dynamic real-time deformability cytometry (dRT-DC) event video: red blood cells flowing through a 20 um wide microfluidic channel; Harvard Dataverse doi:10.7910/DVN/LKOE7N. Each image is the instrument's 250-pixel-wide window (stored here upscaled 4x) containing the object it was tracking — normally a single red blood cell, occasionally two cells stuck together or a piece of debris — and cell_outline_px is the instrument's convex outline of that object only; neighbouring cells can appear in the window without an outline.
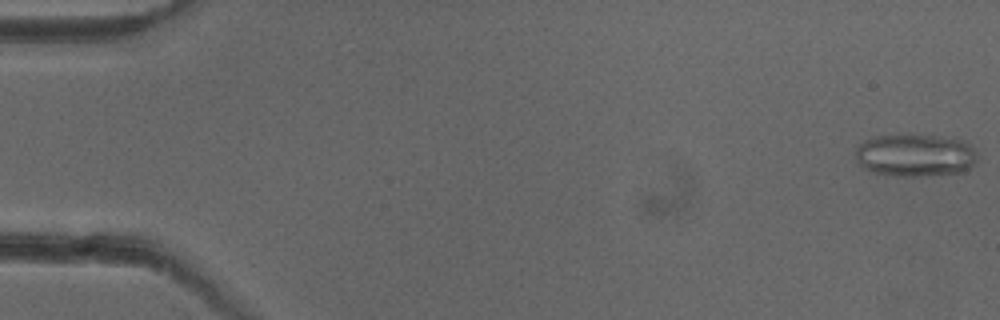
{"species": "common noctule bat (a hibernating species)", "species_latin": "Nyctalus noctula", "temperature_condition": "cold", "stored_images_in_passage": 52, "camera_frame_rate_fps": 3000, "um_per_image_px": 0.085, "animal": {"sex": "female"}, "frame": {"image": 1, "passage_image": 1, "time_ms": 0.0, "image_size_px": [1000, 320], "cell_outline_px": [[976, 160], [968, 168], [960, 172], [924, 176], [896, 176], [872, 172], [864, 168], [856, 160], [856, 148], [864, 140], [876, 136], [900, 132], [936, 136], [964, 140], [976, 152]], "centroid_in_image_um": [77.74, 13.16], "position_along_channel_um": 7.3, "area_um2": 30.69}}
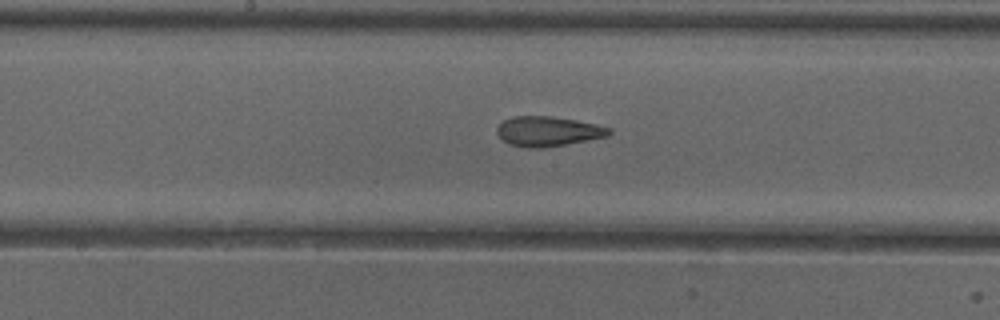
{"frame": {"image": 2, "passage_image": 27, "time_ms": 8.667, "image_size_px": [1000, 320], "cell_outline_px": [[612, 132], [608, 136], [544, 148], [524, 148], [508, 144], [496, 132], [496, 128], [504, 120], [512, 116], [552, 116], [576, 120], [596, 124], [612, 128]], "centroid_in_image_um": [46.57, 11.16], "position_along_channel_um": 201.6, "area_um2": 19.59}}
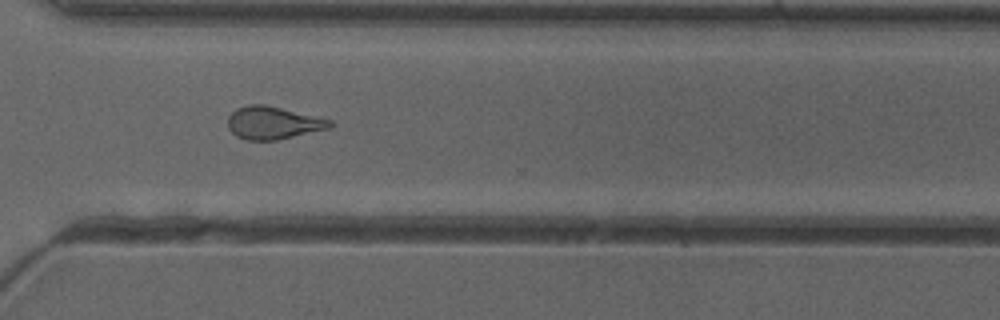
{"frame": {"image": 3, "passage_image": 38, "time_ms": 12.333, "image_size_px": [1000, 320], "cell_outline_px": [[336, 124], [332, 128], [276, 140], [244, 140], [236, 136], [228, 128], [228, 116], [236, 108], [248, 104], [264, 104], [332, 120]], "centroid_in_image_um": [23.22, 10.44], "position_along_channel_um": 347.4, "area_um2": 19.59}, "authors_computed_cell_mechanics": {"area_um2": 20.519, "velocity_mm_per_s": 3.9977, "shape_relaxation_time_tau1_ms": null, "shape_relaxation_time_tau2_ms": 2.1704, "deformation_change_tau1": null, "deformation_change_tau2": 0.1136}}